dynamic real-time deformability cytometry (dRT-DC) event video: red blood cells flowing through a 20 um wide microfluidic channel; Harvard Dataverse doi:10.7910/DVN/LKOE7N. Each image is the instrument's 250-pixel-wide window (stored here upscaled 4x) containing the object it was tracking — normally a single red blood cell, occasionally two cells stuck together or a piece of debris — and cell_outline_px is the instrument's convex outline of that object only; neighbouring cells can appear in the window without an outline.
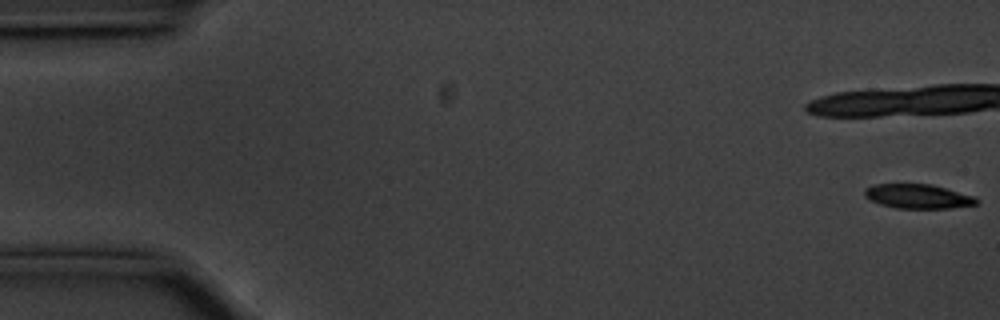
{"species": "common noctule bat (a hibernating species)", "species_latin": "Nyctalus noctula", "temperature_condition": "cold", "stored_images_in_passage": 46, "camera_frame_rate_fps": 3000, "um_per_image_px": 0.085, "animal": {"sex": "male", "body_mass_g": 20.1, "forearm_length_mm": 53.5}, "frame": {"image": 1, "passage_image": 1, "time_ms": 0.0, "image_size_px": [1000, 320], "cell_outline_px": [[980, 200], [976, 204], [952, 208], [896, 208], [880, 204], [864, 196], [864, 188], [872, 184], [932, 184], [976, 196]], "centroid_in_image_um": [78.05, 16.68], "position_along_channel_um": 7.0, "area_um2": 16.01}}